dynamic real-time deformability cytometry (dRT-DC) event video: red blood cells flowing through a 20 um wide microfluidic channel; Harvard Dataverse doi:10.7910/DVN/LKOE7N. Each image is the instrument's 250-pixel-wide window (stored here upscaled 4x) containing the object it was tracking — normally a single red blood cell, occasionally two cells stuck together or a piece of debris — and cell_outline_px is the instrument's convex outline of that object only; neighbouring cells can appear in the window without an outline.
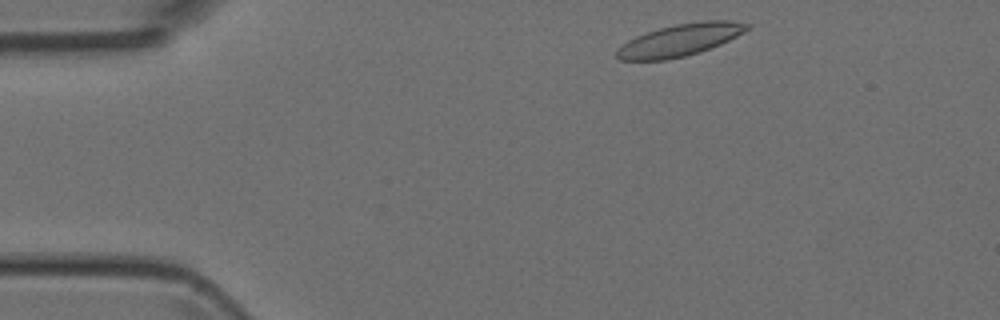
{"species": "Egyptian fruit bat (a non-hibernating species)", "species_latin": "Rousettus aegyptiacus", "temperature_condition": "room temperature", "stored_images_in_passage": 4, "camera_frame_rate_fps": 3000, "um_per_image_px": 0.085, "animal": {"sex": "female"}, "frame": {"image": 1, "passage_image": 1, "time_ms": 0.0, "image_size_px": [1000, 320], "cell_outline_px": [[752, 24], [744, 32], [720, 44], [700, 52], [684, 56], [664, 60], [620, 60], [616, 56], [616, 48], [628, 40], [636, 36], [660, 28], [676, 24], [704, 20], [728, 20]], "centroid_in_image_um": [57.78, 3.4], "position_along_channel_um": 27.2, "area_um2": 24.22}}
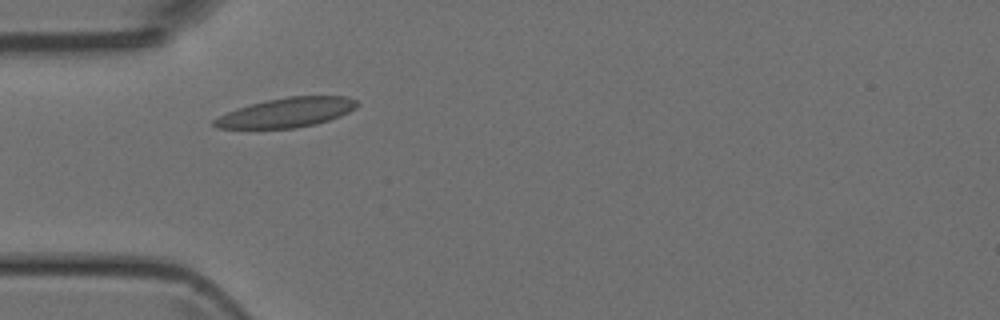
{"frame": {"image": 2, "passage_image": 3, "time_ms": 2.333, "image_size_px": [1000, 320], "cell_outline_px": [[360, 104], [356, 108], [340, 116], [316, 124], [296, 128], [216, 128], [212, 124], [212, 120], [228, 112], [252, 104], [268, 100], [288, 96], [348, 96], [356, 100]], "centroid_in_image_um": [24.41, 9.56], "position_along_channel_um": 60.6, "area_um2": 24.33}}
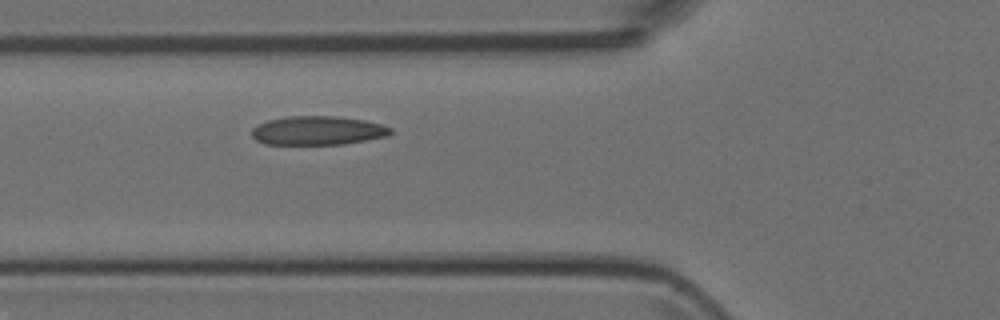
{"frame": {"image": 3, "passage_image": 4, "time_ms": 3.333, "image_size_px": [1000, 320], "cell_outline_px": [[392, 132], [388, 136], [344, 144], [264, 144], [256, 140], [252, 136], [252, 128], [256, 124], [268, 120], [288, 116], [336, 116], [364, 120], [380, 124], [392, 128]], "centroid_in_image_um": [26.99, 11.09], "position_along_channel_um": 98.8, "area_um2": 23.41}}